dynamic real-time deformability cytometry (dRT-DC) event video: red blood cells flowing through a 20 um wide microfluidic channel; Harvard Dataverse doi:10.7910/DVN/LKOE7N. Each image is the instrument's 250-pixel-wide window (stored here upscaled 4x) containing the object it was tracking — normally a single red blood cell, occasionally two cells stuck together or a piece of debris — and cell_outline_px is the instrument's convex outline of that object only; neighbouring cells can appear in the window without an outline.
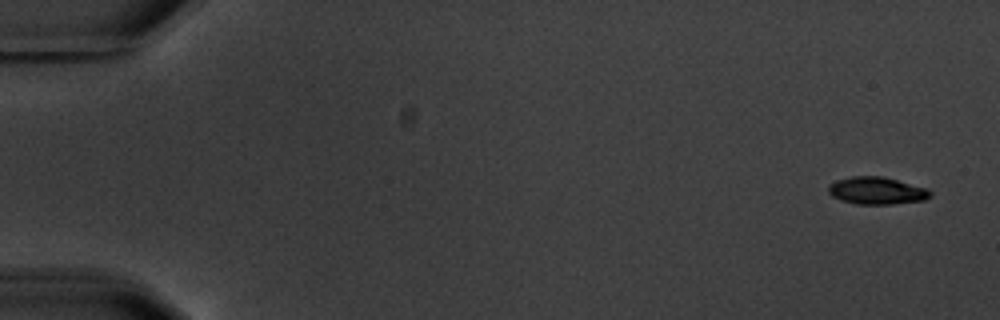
{"species": "common noctule bat (a hibernating species)", "species_latin": "Nyctalus noctula", "temperature_condition": "warm", "stored_images_in_passage": 5, "segment_of_instrument_passage": [1, 2], "camera_frame_rate_fps": 3000, "um_per_image_px": 0.085, "animal": {"sex": "male", "body_mass_g": 20.1, "forearm_length_mm": 53.5}, "frame": {"image": 1, "passage_image": 1, "time_ms": 0.0, "image_size_px": [1000, 320], "cell_outline_px": [[932, 196], [924, 200], [892, 204], [856, 204], [840, 200], [832, 196], [828, 192], [828, 184], [836, 180], [852, 176], [884, 176], [924, 188], [932, 192]], "centroid_in_image_um": [74.48, 16.21], "position_along_channel_um": 10.5, "area_um2": 16.24}}
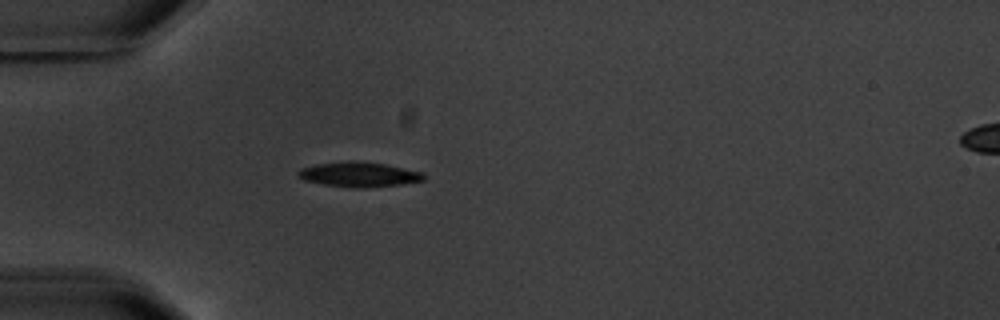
{"frame": {"image": 2, "passage_image": 4, "time_ms": 5.0, "image_size_px": [1000, 320], "cell_outline_px": [[428, 176], [424, 180], [400, 184], [364, 188], [352, 188], [324, 184], [304, 180], [296, 172], [300, 168], [316, 164], [348, 160], [356, 160], [384, 164], [424, 172]], "centroid_in_image_um": [30.53, 14.82], "position_along_channel_um": 54.5, "area_um2": 18.32}}